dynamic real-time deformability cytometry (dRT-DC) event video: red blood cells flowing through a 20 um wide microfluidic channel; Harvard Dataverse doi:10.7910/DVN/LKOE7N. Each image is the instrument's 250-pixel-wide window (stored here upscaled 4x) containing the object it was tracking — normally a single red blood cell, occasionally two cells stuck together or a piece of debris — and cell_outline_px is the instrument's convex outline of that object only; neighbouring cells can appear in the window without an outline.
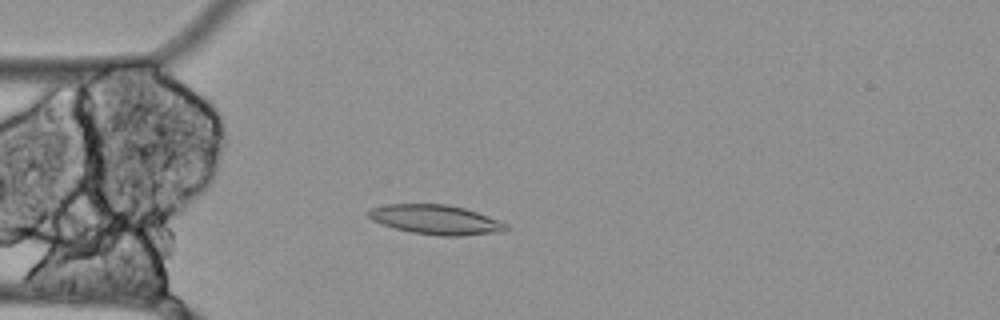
{"species": "Egyptian fruit bat (a non-hibernating species)", "species_latin": "Rousettus aegyptiacus", "temperature_condition": "cold", "stored_images_in_passage": 57, "camera_frame_rate_fps": 3000, "um_per_image_px": 0.085, "animal": {"sex": "female"}, "frame": {"image": 1, "passage_image": 15, "time_ms": 4.667, "image_size_px": [1000, 320], "cell_outline_px": [[508, 228], [504, 232], [460, 236], [440, 236], [412, 232], [380, 224], [372, 220], [368, 216], [368, 212], [372, 208], [388, 204], [448, 204], [464, 208], [476, 212], [508, 224]], "centroid_in_image_um": [37.06, 18.68], "position_along_channel_um": 47.9, "area_um2": 23.58}}
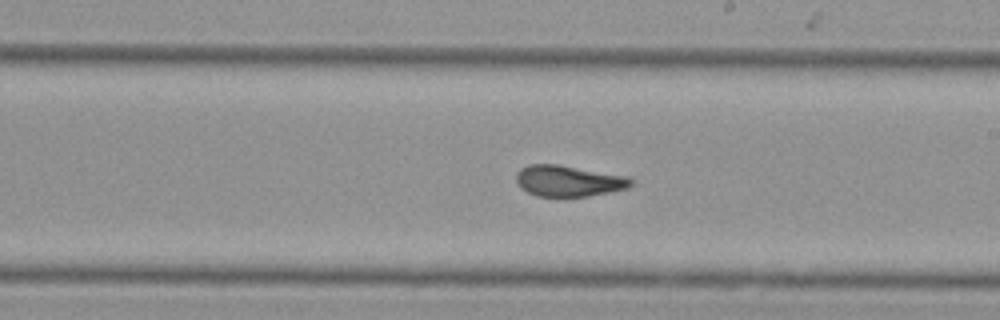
{"frame": {"image": 2, "passage_image": 32, "time_ms": 10.333, "image_size_px": [1000, 320], "cell_outline_px": [[636, 180], [628, 188], [588, 196], [536, 196], [520, 188], [516, 180], [516, 172], [520, 168], [528, 164], [556, 164], [628, 176]], "centroid_in_image_um": [48.32, 15.37], "position_along_channel_um": 240.7, "area_um2": 20.87}}
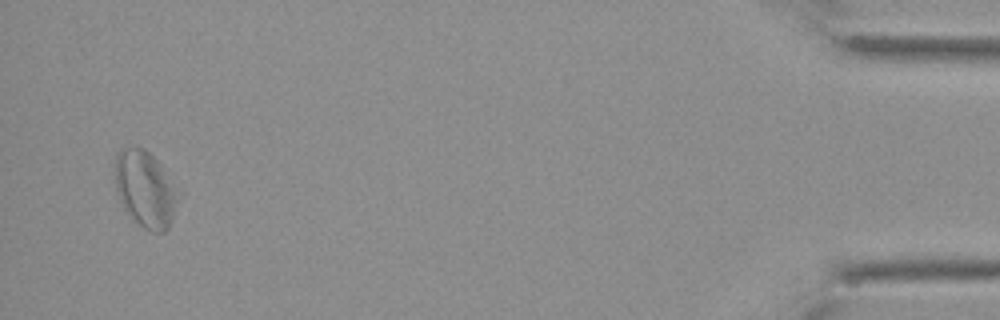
{"frame": {"image": 3, "passage_image": 55, "time_ms": 18.0, "image_size_px": [1000, 320], "cell_outline_px": [[176, 196], [172, 220], [168, 228], [164, 232], [152, 232], [144, 228], [128, 216], [116, 192], [116, 152], [120, 148], [144, 148], [160, 164]], "centroid_in_image_um": [12.27, 16.1], "position_along_channel_um": 422.9, "area_um2": 27.05}, "authors_computed_cell_mechanics": {"area_um2": 23.409, "velocity_mm_per_s": 3.4334, "shape_relaxation_time_tau1_ms": null, "shape_relaxation_time_tau2_ms": 4.0912, "deformation_change_tau1": null, "deformation_change_tau2": 0.1072}}